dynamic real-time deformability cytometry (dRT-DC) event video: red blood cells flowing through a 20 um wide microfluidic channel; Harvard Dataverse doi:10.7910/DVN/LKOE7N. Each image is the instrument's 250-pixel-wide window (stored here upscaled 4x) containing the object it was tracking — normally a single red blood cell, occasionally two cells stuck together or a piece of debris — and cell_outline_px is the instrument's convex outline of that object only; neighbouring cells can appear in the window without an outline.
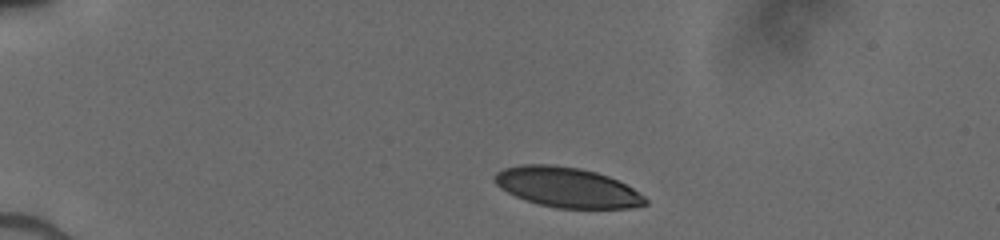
{"species": "human", "species_latin": "Homo sapiens", "temperature_condition": "cold", "stored_images_in_passage": 40, "camera_frame_rate_fps": 3000, "um_per_image_px": 0.085, "donor": {"sex": "male"}, "frame": {"image": 1, "passage_image": 1, "time_ms": 0.0, "image_size_px": [1000, 240], "cell_outline_px": [[648, 204], [632, 208], [556, 208], [524, 200], [500, 188], [492, 180], [496, 172], [504, 168], [524, 164], [552, 164], [580, 168], [596, 172], [608, 176], [632, 188], [644, 196], [648, 200]], "centroid_in_image_um": [48.18, 15.92], "position_along_channel_um": 36.8, "area_um2": 35.14}}
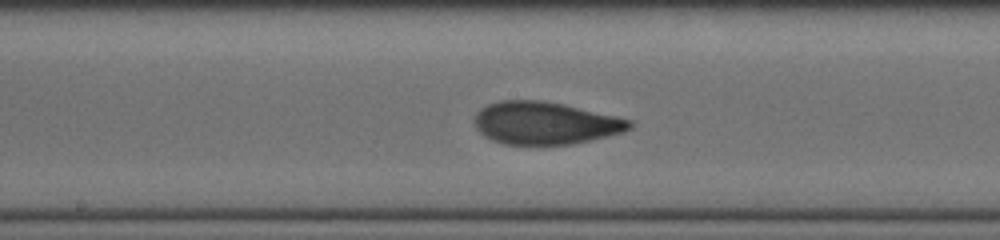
{"frame": {"image": 2, "passage_image": 18, "time_ms": 5.667, "image_size_px": [1000, 240], "cell_outline_px": [[632, 128], [624, 132], [608, 136], [572, 144], [504, 144], [492, 140], [484, 136], [476, 128], [472, 120], [476, 112], [480, 108], [488, 104], [500, 100], [540, 100], [564, 104], [616, 116], [632, 120]], "centroid_in_image_um": [46.31, 10.45], "position_along_channel_um": 201.9, "area_um2": 38.61}}
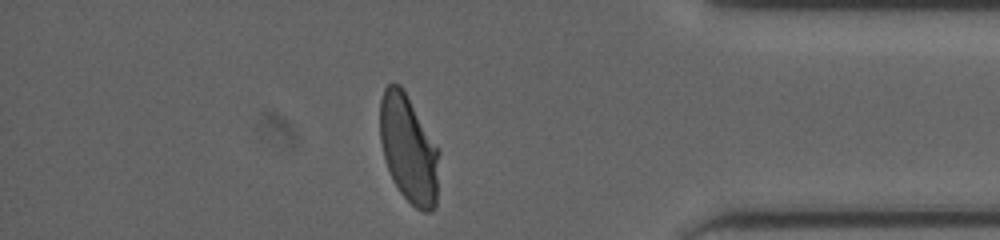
{"frame": {"image": 3, "passage_image": 34, "time_ms": 11.0, "image_size_px": [1000, 240], "cell_outline_px": [[440, 152], [436, 204], [428, 212], [424, 212], [416, 208], [400, 192], [392, 180], [384, 156], [380, 140], [380, 100], [384, 88], [388, 84], [400, 84]], "centroid_in_image_um": [34.73, 12.68], "position_along_channel_um": 400.5, "area_um2": 36.7}}